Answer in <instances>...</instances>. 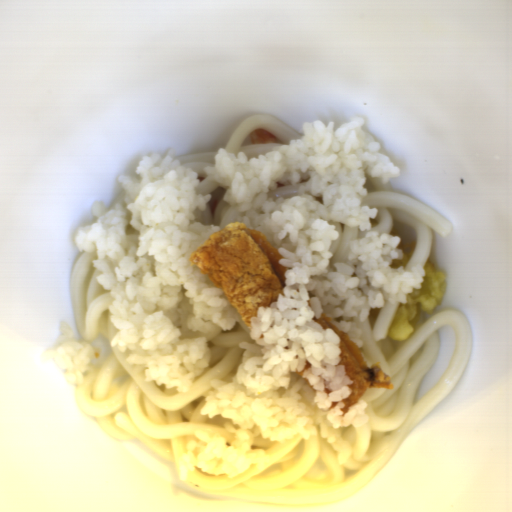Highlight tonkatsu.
<instances>
[{"label":"tonkatsu","mask_w":512,"mask_h":512,"mask_svg":"<svg viewBox=\"0 0 512 512\" xmlns=\"http://www.w3.org/2000/svg\"><path fill=\"white\" fill-rule=\"evenodd\" d=\"M265 234L246 223L229 222L189 255L237 311L247 328L258 307H269L282 296L287 267Z\"/></svg>","instance_id":"obj_1"},{"label":"tonkatsu","mask_w":512,"mask_h":512,"mask_svg":"<svg viewBox=\"0 0 512 512\" xmlns=\"http://www.w3.org/2000/svg\"><path fill=\"white\" fill-rule=\"evenodd\" d=\"M312 321H316L323 330L332 329L339 339L340 361L338 365L345 367V375L352 381L347 385L351 390L350 396L343 398L344 407L340 408L343 416L348 413V409L357 404L364 396L367 388H394L393 381L380 366L374 363L368 366L360 349L354 341L348 338L346 332L341 331L338 326L332 322L331 317L321 314L318 318L312 316Z\"/></svg>","instance_id":"obj_2"},{"label":"tonkatsu","mask_w":512,"mask_h":512,"mask_svg":"<svg viewBox=\"0 0 512 512\" xmlns=\"http://www.w3.org/2000/svg\"><path fill=\"white\" fill-rule=\"evenodd\" d=\"M312 367L311 363L307 360L305 365H304V368L301 370V371H296L294 372L295 374H297L298 376H303L304 372L305 371H308V369Z\"/></svg>","instance_id":"obj_3"},{"label":"tonkatsu","mask_w":512,"mask_h":512,"mask_svg":"<svg viewBox=\"0 0 512 512\" xmlns=\"http://www.w3.org/2000/svg\"><path fill=\"white\" fill-rule=\"evenodd\" d=\"M338 404H339V402L332 401V403H331V406H330L329 410H330V409H332V408H335Z\"/></svg>","instance_id":"obj_4"}]
</instances>
